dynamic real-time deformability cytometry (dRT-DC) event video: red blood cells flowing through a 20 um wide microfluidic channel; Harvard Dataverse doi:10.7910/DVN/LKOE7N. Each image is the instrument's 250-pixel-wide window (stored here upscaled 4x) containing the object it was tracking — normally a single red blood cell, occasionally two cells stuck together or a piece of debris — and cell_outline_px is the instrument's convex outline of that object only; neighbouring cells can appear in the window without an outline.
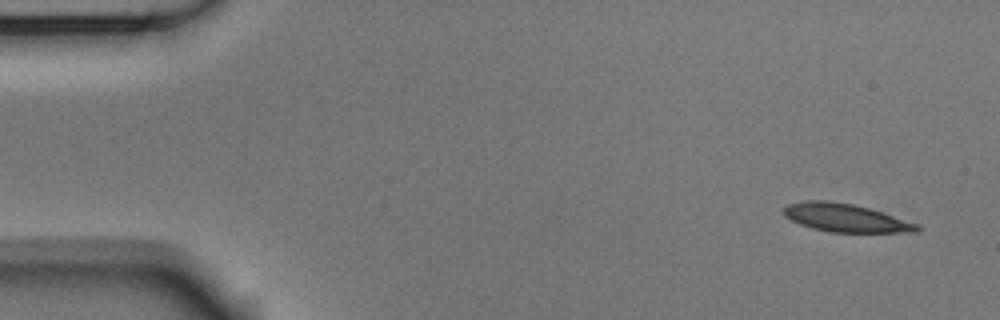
{"species": "Egyptian fruit bat (a non-hibernating species)", "species_latin": "Rousettus aegyptiacus", "temperature_condition": "room temperature", "stored_images_in_passage": 5, "camera_frame_rate_fps": 3000, "um_per_image_px": 0.085, "animal": {"sex": "male"}, "frame": {"image": 1, "passage_image": 1, "time_ms": 0.0, "image_size_px": [1000, 320], "cell_outline_px": [[924, 228], [916, 232], [832, 232], [812, 228], [800, 224], [784, 216], [784, 208], [788, 204], [808, 200], [828, 200], [852, 204], [868, 208], [920, 224]], "centroid_in_image_um": [71.91, 18.52], "position_along_channel_um": 13.1, "area_um2": 21.79}}
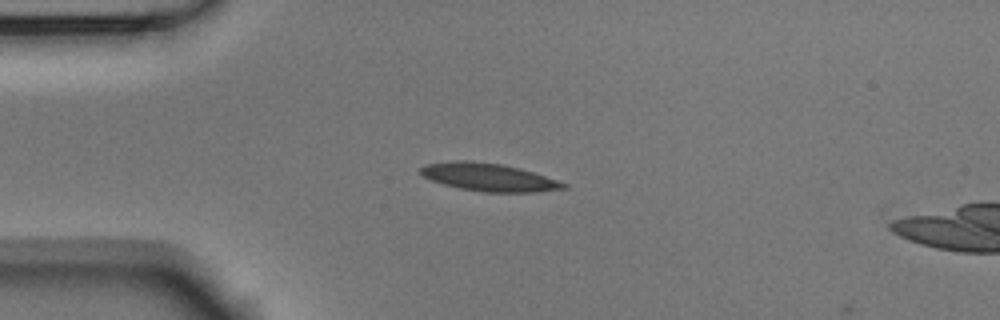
{"frame": {"image": 2, "passage_image": 4, "time_ms": 1.0, "image_size_px": [1000, 320], "cell_outline_px": [[568, 188], [536, 192], [484, 192], [460, 188], [444, 184], [432, 180], [424, 176], [420, 172], [420, 168], [424, 164], [452, 160], [472, 160], [500, 164], [520, 168], [568, 184]], "centroid_in_image_um": [41.52, 15.05], "position_along_channel_um": 43.5, "area_um2": 23.12}}